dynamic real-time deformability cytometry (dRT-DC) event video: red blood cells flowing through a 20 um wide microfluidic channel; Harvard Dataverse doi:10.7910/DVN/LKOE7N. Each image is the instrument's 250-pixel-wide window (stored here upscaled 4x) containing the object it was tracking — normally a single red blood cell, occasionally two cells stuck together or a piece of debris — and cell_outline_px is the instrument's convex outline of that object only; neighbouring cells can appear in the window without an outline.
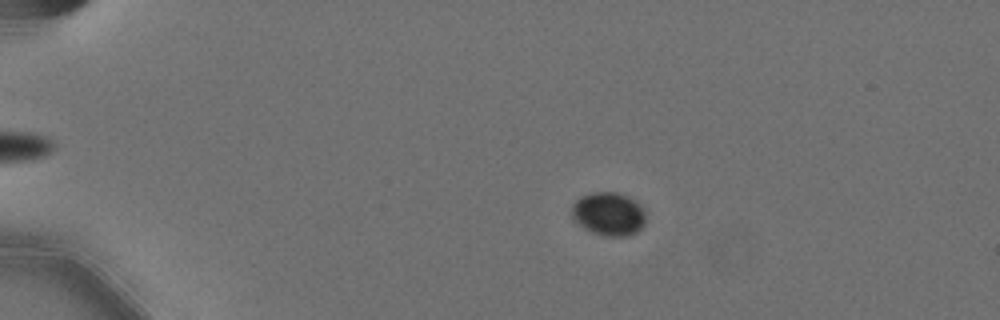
{"species": "Egyptian fruit bat (a non-hibernating species)", "species_latin": "Rousettus aegyptiacus", "temperature_condition": "cold", "stored_images_in_passage": 61, "camera_frame_rate_fps": 3000, "um_per_image_px": 0.085, "animal": {"sex": "female"}, "frame": {"image": 1, "passage_image": 15, "time_ms": 4.667, "image_size_px": [1000, 320], "cell_outline_px": [[644, 224], [636, 232], [628, 236], [604, 236], [592, 232], [584, 228], [572, 220], [572, 204], [580, 196], [592, 192], [616, 192], [636, 200], [644, 208]], "centroid_in_image_um": [51.71, 18.18], "position_along_channel_um": 33.3, "area_um2": 18.84}}
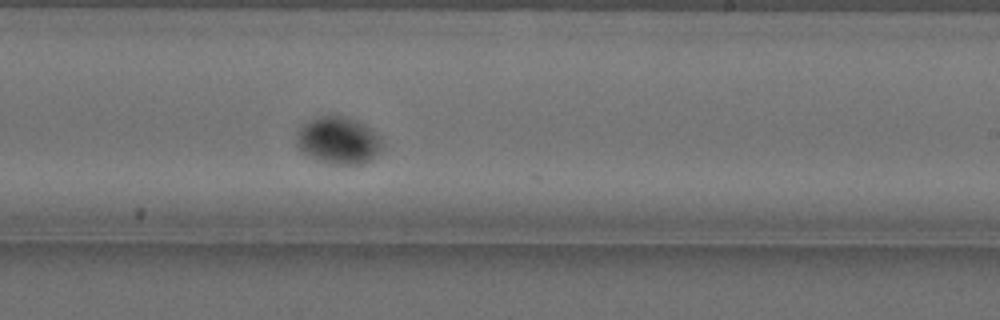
{"frame": {"image": 2, "passage_image": 40, "time_ms": 13.0, "image_size_px": [1000, 320], "cell_outline_px": [[384, 144], [380, 152], [372, 160], [364, 164], [336, 164], [320, 160], [300, 152], [296, 144], [296, 136], [300, 128], [304, 124], [320, 116], [344, 116], [356, 120], [380, 136]], "centroid_in_image_um": [28.79, 11.96], "position_along_channel_um": 260.2, "area_um2": 23.47}}
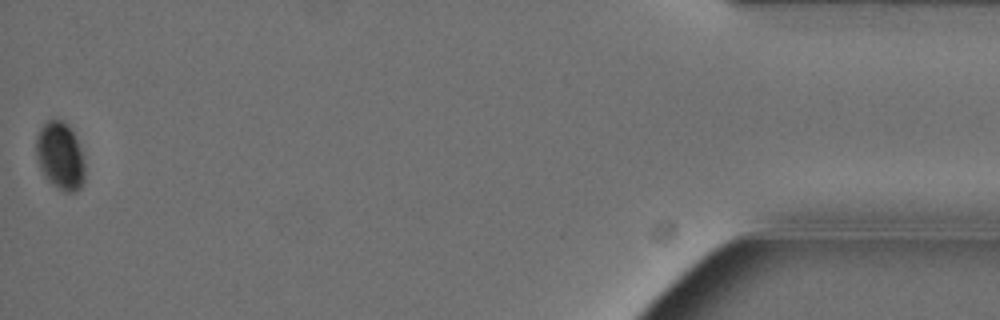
{"frame": {"image": 3, "passage_image": 61, "time_ms": 20.0, "image_size_px": [1000, 320], "cell_outline_px": [[84, 180], [80, 188], [76, 192], [64, 192], [56, 188], [44, 176], [40, 168], [36, 156], [36, 136], [40, 128], [48, 120], [64, 120], [72, 128], [80, 144], [84, 156]], "centroid_in_image_um": [5.14, 13.24], "position_along_channel_um": 430.1, "area_um2": 19.65}, "authors_computed_cell_mechanics": {"area_um2": 20.5768, "velocity_mm_per_s": 3.5545, "shape_relaxation_time_tau1_ms": 1.7966, "shape_relaxation_time_tau2_ms": null, "deformation_change_tau1": 0.0232, "deformation_change_tau2": null}}